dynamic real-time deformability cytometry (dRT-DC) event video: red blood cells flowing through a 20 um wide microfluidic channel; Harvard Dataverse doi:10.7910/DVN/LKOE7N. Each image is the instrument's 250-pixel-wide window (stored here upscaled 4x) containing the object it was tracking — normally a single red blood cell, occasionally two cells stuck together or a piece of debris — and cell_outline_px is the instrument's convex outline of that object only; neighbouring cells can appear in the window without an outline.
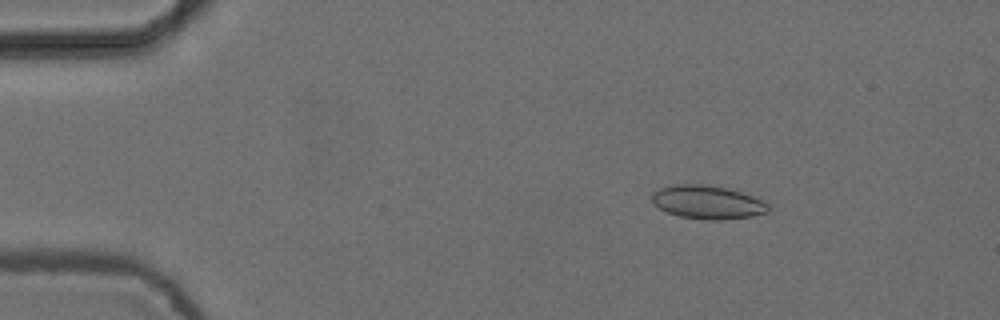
{"species": "common noctule bat (a hibernating species)", "species_latin": "Nyctalus noctula", "temperature_condition": "cold", "stored_images_in_passage": 5, "camera_frame_rate_fps": 3000, "um_per_image_px": 0.085, "animal": {"sex": "female", "body_mass_g": 24.6, "forearm_length_mm": 56.2}, "frame": {"image": 1, "passage_image": 3, "time_ms": 0.667, "image_size_px": [1000, 320], "cell_outline_px": [[772, 208], [768, 212], [752, 216], [716, 220], [708, 220], [680, 216], [668, 212], [652, 204], [652, 192], [660, 188], [676, 184], [700, 184], [728, 188], [752, 196], [768, 204]], "centroid_in_image_um": [60.13, 17.18], "position_along_channel_um": 24.9, "area_um2": 22.54}}